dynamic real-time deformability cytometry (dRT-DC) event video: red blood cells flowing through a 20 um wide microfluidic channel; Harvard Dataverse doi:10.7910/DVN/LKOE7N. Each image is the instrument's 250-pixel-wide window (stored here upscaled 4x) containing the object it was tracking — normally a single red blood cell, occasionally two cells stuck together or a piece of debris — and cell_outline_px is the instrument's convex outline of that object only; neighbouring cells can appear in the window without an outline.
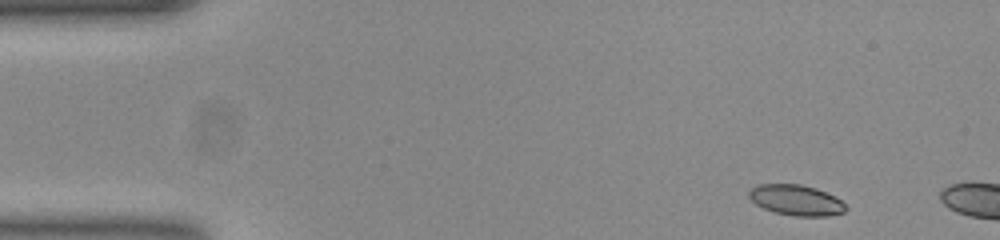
{"species": "common noctule bat (a hibernating species)", "species_latin": "Nyctalus noctula", "temperature_condition": "room temperature", "stored_images_in_passage": 6, "camera_frame_rate_fps": 3000, "um_per_image_px": 0.085, "animal": {"sex": "female", "body_mass_g": 23.0, "forearm_length_mm": 53.4}, "frame": {"image": 1, "passage_image": 2, "time_ms": 0.333, "image_size_px": [1000, 240], "cell_outline_px": [[848, 208], [844, 212], [828, 216], [796, 216], [776, 212], [764, 208], [756, 204], [748, 196], [748, 192], [756, 184], [800, 184], [816, 188], [840, 200]], "centroid_in_image_um": [67.66, 17.01], "position_along_channel_um": 17.3, "area_um2": 17.05}}